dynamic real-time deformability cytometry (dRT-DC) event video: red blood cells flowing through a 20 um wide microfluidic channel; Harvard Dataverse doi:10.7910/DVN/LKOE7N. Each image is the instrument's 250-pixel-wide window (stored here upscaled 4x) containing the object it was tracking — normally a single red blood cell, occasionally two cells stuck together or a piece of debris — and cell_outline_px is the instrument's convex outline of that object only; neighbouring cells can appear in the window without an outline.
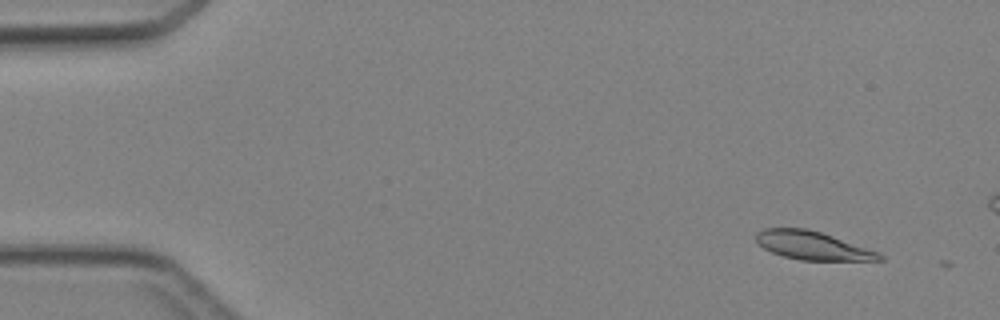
{"species": "Egyptian fruit bat (a non-hibernating species)", "species_latin": "Rousettus aegyptiacus", "temperature_condition": "cold", "stored_images_in_passage": 9, "camera_frame_rate_fps": 3000, "um_per_image_px": 0.085, "animal": {"sex": "female"}, "frame": {"image": 1, "passage_image": 2, "time_ms": 0.333, "image_size_px": [1000, 320], "cell_outline_px": [[884, 260], [800, 260], [784, 256], [772, 252], [764, 248], [756, 240], [756, 232], [764, 228], [804, 228], [820, 232], [880, 252], [884, 256]], "centroid_in_image_um": [69.07, 20.87], "position_along_channel_um": 15.9, "area_um2": 20.17}}